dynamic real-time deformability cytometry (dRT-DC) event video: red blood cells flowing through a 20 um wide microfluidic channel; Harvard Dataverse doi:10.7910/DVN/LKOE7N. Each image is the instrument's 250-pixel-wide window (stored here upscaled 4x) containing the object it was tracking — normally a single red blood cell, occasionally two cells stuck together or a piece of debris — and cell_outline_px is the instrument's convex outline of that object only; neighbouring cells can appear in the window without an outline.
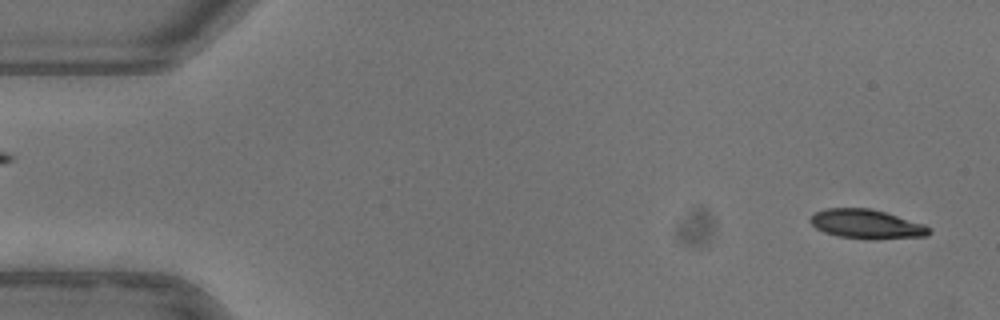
{"species": "common noctule bat (a hibernating species)", "species_latin": "Nyctalus noctula", "temperature_condition": "warm", "stored_images_in_passage": 13, "camera_frame_rate_fps": 3000, "um_per_image_px": 0.085, "animal": {"sex": "female"}, "frame": {"image": 1, "passage_image": 2, "time_ms": 0.333, "image_size_px": [1000, 320], "cell_outline_px": [[932, 232], [928, 236], [872, 240], [868, 240], [836, 236], [824, 232], [816, 228], [808, 220], [816, 212], [828, 208], [868, 208], [884, 212], [924, 224]], "centroid_in_image_um": [73.65, 19.07], "position_along_channel_um": 11.3, "area_um2": 20.29}}